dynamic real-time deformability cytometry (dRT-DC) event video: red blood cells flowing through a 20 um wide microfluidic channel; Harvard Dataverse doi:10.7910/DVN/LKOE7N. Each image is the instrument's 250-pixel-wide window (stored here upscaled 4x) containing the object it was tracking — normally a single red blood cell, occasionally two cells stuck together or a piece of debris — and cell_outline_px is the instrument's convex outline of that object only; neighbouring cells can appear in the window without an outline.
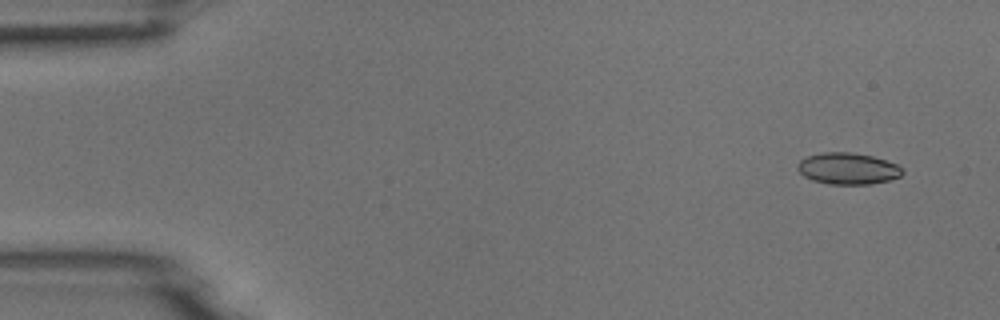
{"species": "common noctule bat (a hibernating species)", "species_latin": "Nyctalus noctula", "temperature_condition": "room temperature", "stored_images_in_passage": 7, "camera_frame_rate_fps": 3000, "um_per_image_px": 0.085, "animal": {"sex": "male", "body_mass_g": 18.8}, "frame": {"image": 1, "passage_image": 2, "time_ms": 1.0, "image_size_px": [1000, 320], "cell_outline_px": [[904, 172], [900, 176], [888, 180], [868, 184], [828, 184], [812, 180], [804, 176], [796, 168], [796, 164], [800, 160], [808, 156], [824, 152], [852, 152], [872, 156], [896, 164], [904, 168]], "centroid_in_image_um": [72.05, 14.32], "position_along_channel_um": 13.0, "area_um2": 19.25}}
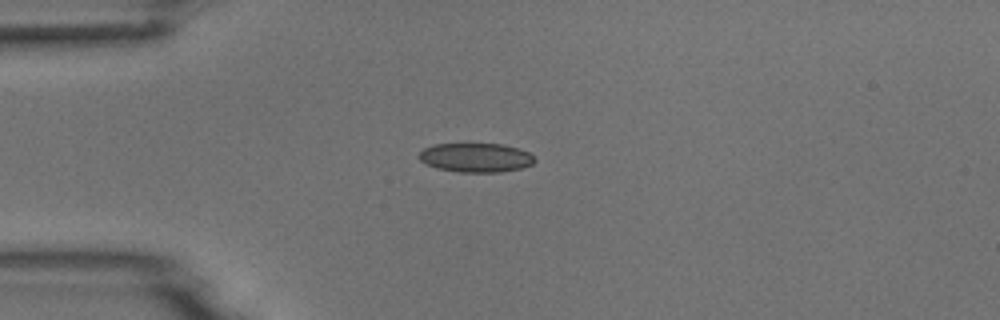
{"frame": {"image": 2, "passage_image": 4, "time_ms": 4.333, "image_size_px": [1000, 320], "cell_outline_px": [[536, 160], [532, 164], [520, 168], [500, 172], [460, 172], [436, 168], [420, 160], [416, 156], [424, 148], [432, 144], [504, 144], [520, 148], [528, 152]], "centroid_in_image_um": [40.43, 13.39], "position_along_channel_um": 44.6, "area_um2": 19.65}}
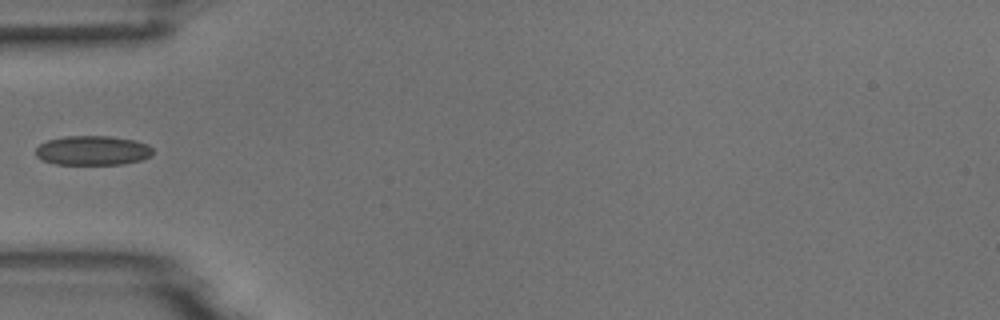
{"frame": {"image": 3, "passage_image": 5, "time_ms": 5.667, "image_size_px": [1000, 320], "cell_outline_px": [[152, 156], [140, 160], [124, 164], [56, 164], [44, 160], [36, 156], [36, 148], [40, 144], [48, 140], [64, 136], [108, 136], [136, 140], [148, 144], [152, 148]], "centroid_in_image_um": [7.9, 12.78], "position_along_channel_um": 77.1, "area_um2": 20.11}}